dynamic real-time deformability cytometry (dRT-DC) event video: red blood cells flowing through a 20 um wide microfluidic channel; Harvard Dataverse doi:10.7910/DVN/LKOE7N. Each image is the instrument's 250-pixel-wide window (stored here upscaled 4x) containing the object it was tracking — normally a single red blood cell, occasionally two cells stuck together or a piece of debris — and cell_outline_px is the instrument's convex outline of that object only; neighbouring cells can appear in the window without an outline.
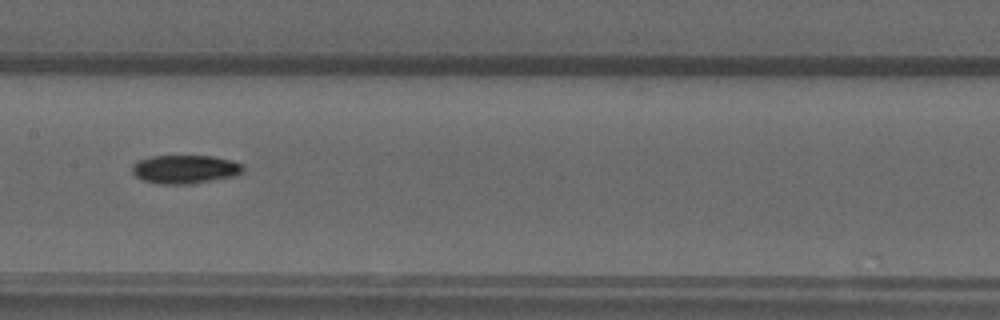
{"species": "common noctule bat (a hibernating species)", "species_latin": "Nyctalus noctula", "temperature_condition": "warm", "stored_images_in_passage": 37, "camera_frame_rate_fps": 3000, "um_per_image_px": 0.085, "animal": {"sex": "male", "forearm_length_mm": 52.5}, "frame": {"image": 1, "passage_image": 11, "time_ms": 3.333, "image_size_px": [1000, 320], "cell_outline_px": [[244, 168], [236, 176], [192, 184], [160, 184], [144, 180], [136, 176], [132, 172], [132, 164], [140, 160], [152, 156], [212, 156], [232, 160], [244, 164]], "centroid_in_image_um": [15.76, 14.39], "position_along_channel_um": 191.6, "area_um2": 18.5}}
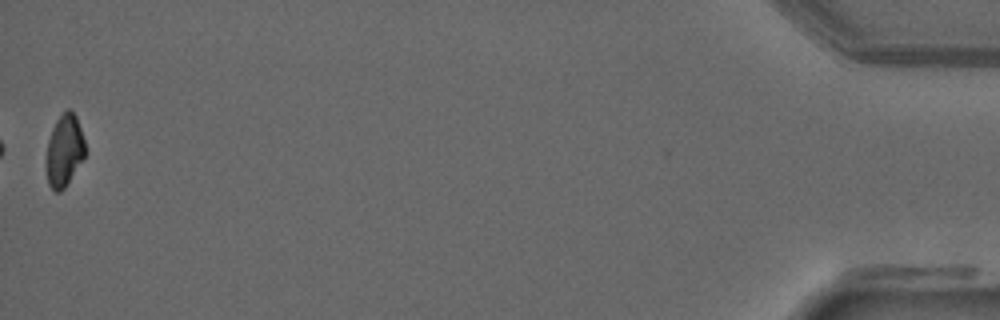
{"frame": {"image": 2, "passage_image": 37, "time_ms": 12.0, "image_size_px": [1000, 320], "cell_outline_px": [[84, 156], [64, 188], [60, 192], [56, 192], [48, 184], [48, 140], [52, 128], [56, 120], [68, 108], [76, 116], [84, 140]], "centroid_in_image_um": [5.47, 12.77], "position_along_channel_um": 429.7, "area_um2": 15.55}, "authors_computed_cell_mechanics": {"area_um2": 18.2648, "velocity_mm_per_s": 3.8916, "shape_relaxation_time_tau1_ms": 9.934, "shape_relaxation_time_tau2_ms": null, "deformation_change_tau1": 0.2255, "deformation_change_tau2": null}}